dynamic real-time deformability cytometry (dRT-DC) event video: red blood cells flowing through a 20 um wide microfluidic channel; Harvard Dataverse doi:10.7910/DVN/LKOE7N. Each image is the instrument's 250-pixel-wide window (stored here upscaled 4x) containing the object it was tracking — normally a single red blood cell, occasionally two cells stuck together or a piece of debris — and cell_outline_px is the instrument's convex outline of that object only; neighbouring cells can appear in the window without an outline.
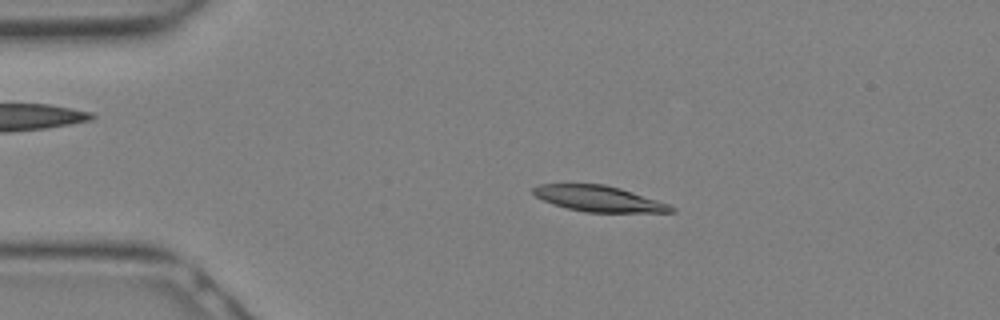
{"species": "Egyptian fruit bat (a non-hibernating species)", "species_latin": "Rousettus aegyptiacus", "temperature_condition": "warm", "stored_images_in_passage": 14, "camera_frame_rate_fps": 3000, "um_per_image_px": 0.085, "animal": {"sex": "female"}, "frame": {"image": 1, "passage_image": 6, "time_ms": 1.667, "image_size_px": [1000, 320], "cell_outline_px": [[676, 212], [584, 212], [568, 208], [544, 200], [536, 196], [532, 192], [532, 188], [540, 184], [604, 184], [620, 188], [668, 204], [676, 208]], "centroid_in_image_um": [50.9, 16.89], "position_along_channel_um": 34.1, "area_um2": 20.4}}
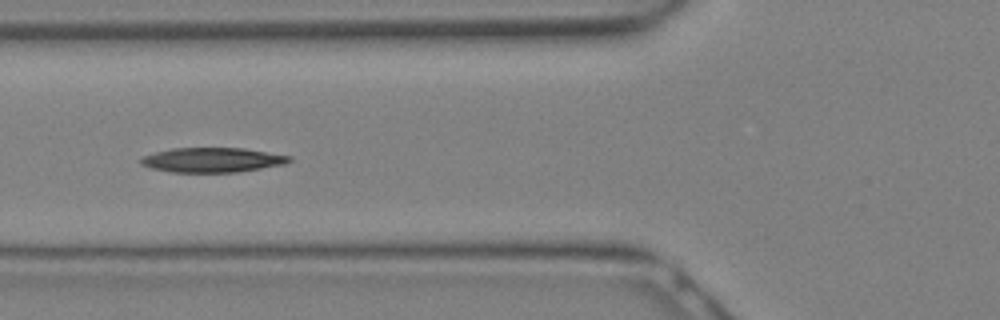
{"frame": {"image": 2, "passage_image": 11, "time_ms": 3.333, "image_size_px": [1000, 320], "cell_outline_px": [[292, 160], [284, 164], [236, 172], [172, 172], [152, 168], [140, 164], [140, 160], [144, 156], [156, 152], [172, 148], [244, 148], [292, 156]], "centroid_in_image_um": [18.06, 13.59], "position_along_channel_um": 107.7, "area_um2": 21.15}}
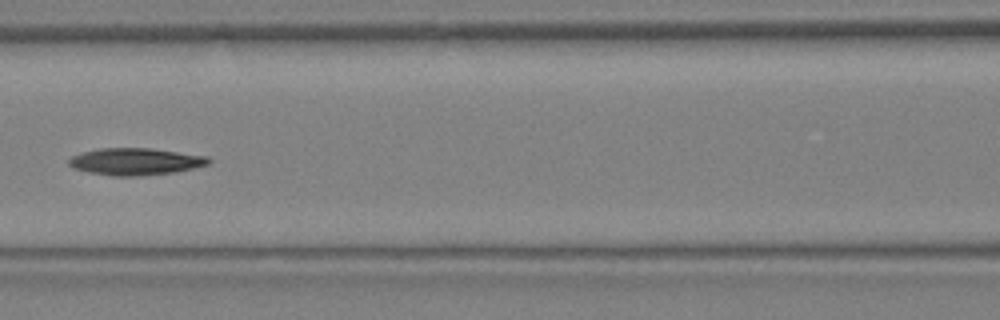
{"frame": {"image": 3, "passage_image": 13, "time_ms": 4.0, "image_size_px": [1000, 320], "cell_outline_px": [[212, 160], [208, 164], [176, 172], [140, 176], [112, 176], [88, 172], [72, 168], [68, 164], [68, 160], [72, 156], [80, 152], [100, 148], [148, 148], [208, 156]], "centroid_in_image_um": [11.48, 13.73], "position_along_channel_um": 155.1, "area_um2": 22.08}}